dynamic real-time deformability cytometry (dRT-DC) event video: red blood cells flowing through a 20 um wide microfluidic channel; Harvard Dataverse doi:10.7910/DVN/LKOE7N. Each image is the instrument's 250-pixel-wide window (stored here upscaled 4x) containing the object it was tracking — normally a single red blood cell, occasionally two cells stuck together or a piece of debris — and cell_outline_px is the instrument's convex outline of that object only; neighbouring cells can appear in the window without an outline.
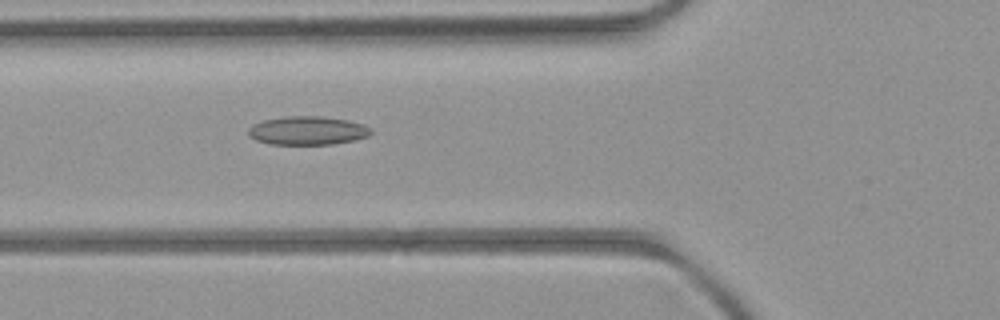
{"species": "common noctule bat (a hibernating species)", "species_latin": "Nyctalus noctula", "temperature_condition": "room temperature", "stored_images_in_passage": 6, "camera_frame_rate_fps": 3000, "um_per_image_px": 0.085, "animal": {"sex": "female", "body_mass_g": 21.9}, "frame": {"image": 1, "passage_image": 6, "time_ms": 5.667, "image_size_px": [1000, 320], "cell_outline_px": [[372, 132], [368, 136], [356, 140], [332, 144], [268, 144], [256, 140], [248, 136], [248, 128], [252, 124], [264, 120], [288, 116], [324, 116], [348, 120], [364, 124], [372, 128]], "centroid_in_image_um": [26.15, 11.1], "position_along_channel_um": 99.6, "area_um2": 20.63}}